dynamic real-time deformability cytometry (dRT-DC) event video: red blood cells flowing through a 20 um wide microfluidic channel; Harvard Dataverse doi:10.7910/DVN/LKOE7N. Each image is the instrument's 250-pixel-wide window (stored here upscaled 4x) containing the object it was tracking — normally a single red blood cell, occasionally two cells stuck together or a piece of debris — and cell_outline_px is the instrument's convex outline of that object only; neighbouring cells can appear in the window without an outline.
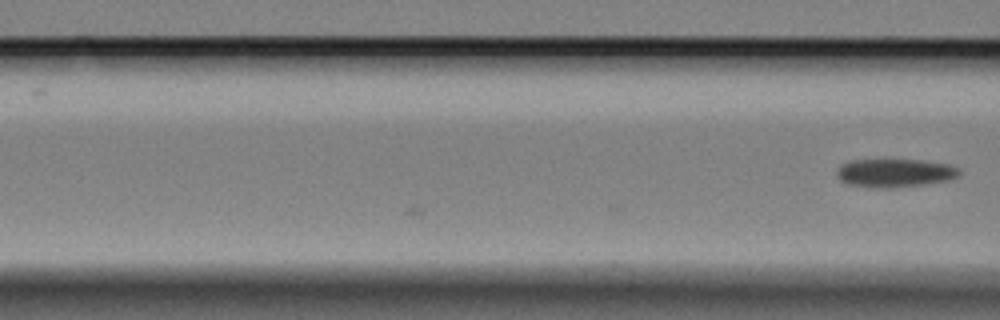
{"species": "Egyptian fruit bat (a non-hibernating species)", "species_latin": "Rousettus aegyptiacus", "temperature_condition": "cold", "stored_images_in_passage": 4, "camera_frame_rate_fps": 3000, "um_per_image_px": 0.085, "animal": {"sex": "female"}, "frame": {"image": 1, "passage_image": 4, "time_ms": 1.0, "image_size_px": [1000, 320], "cell_outline_px": [[960, 176], [948, 180], [924, 184], [892, 188], [880, 188], [848, 184], [840, 180], [836, 176], [836, 168], [840, 164], [852, 160], [920, 160], [948, 164], [960, 168]], "centroid_in_image_um": [76.04, 14.7], "position_along_channel_um": 90.6, "area_um2": 20.35}}